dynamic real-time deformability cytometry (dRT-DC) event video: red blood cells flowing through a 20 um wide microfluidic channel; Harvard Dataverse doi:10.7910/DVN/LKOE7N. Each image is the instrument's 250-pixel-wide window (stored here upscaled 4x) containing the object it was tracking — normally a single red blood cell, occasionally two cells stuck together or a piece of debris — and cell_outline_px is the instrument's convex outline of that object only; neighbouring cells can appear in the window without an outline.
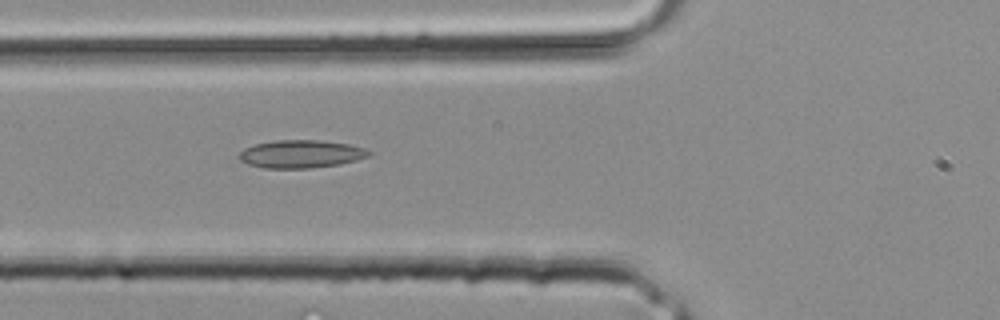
{"species": "common noctule bat (a hibernating species)", "species_latin": "Nyctalus noctula", "temperature_condition": "room temperature", "stored_images_in_passage": 3, "camera_frame_rate_fps": 3000, "um_per_image_px": 0.085, "animal": {"sex": "male", "body_mass_g": 20.4}, "frame": {"image": 1, "passage_image": 3, "time_ms": 0.667, "image_size_px": [1000, 320], "cell_outline_px": [[372, 156], [340, 164], [308, 168], [264, 168], [248, 164], [240, 160], [236, 156], [244, 148], [252, 144], [272, 140], [320, 140], [348, 144], [364, 148], [372, 152]], "centroid_in_image_um": [25.55, 13.08], "position_along_channel_um": 100.2, "area_um2": 21.33}}